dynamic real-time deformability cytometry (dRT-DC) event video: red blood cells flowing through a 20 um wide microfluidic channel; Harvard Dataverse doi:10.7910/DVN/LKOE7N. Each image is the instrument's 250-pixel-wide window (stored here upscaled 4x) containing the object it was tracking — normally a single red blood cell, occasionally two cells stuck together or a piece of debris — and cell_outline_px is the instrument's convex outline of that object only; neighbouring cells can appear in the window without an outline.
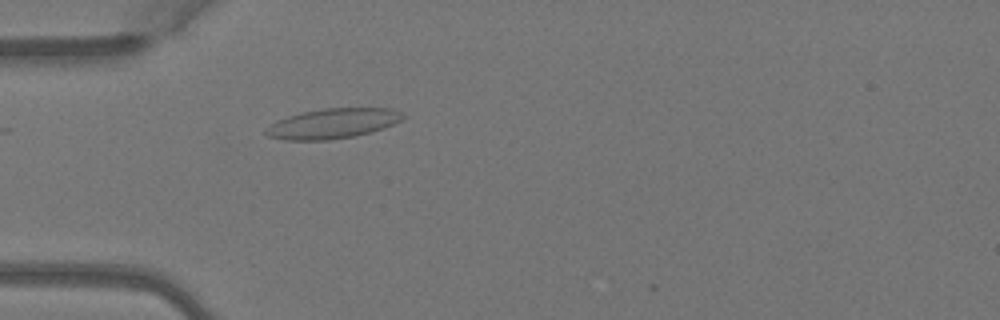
{"species": "Egyptian fruit bat (a non-hibernating species)", "species_latin": "Rousettus aegyptiacus", "temperature_condition": "warm", "stored_images_in_passage": 3, "camera_frame_rate_fps": 3000, "um_per_image_px": 0.085, "animal": {"sex": "female"}, "frame": {"image": 1, "passage_image": 3, "time_ms": 0.667, "image_size_px": [1000, 320], "cell_outline_px": [[404, 120], [372, 132], [356, 136], [328, 140], [288, 140], [268, 136], [264, 132], [264, 128], [276, 120], [288, 116], [304, 112], [324, 108], [392, 108], [404, 112]], "centroid_in_image_um": [28.31, 10.49], "position_along_channel_um": 56.7, "area_um2": 24.16}}